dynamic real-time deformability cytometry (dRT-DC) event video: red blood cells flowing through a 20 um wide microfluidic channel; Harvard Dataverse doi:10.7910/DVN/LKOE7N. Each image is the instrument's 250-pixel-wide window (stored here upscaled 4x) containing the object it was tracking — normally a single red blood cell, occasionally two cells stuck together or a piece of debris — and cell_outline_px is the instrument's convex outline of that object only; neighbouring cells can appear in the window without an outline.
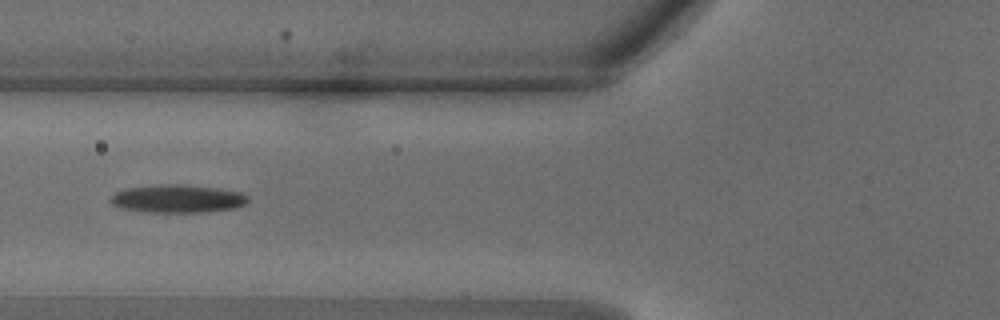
{"species": "common noctule bat (a hibernating species)", "species_latin": "Nyctalus noctula", "temperature_condition": "warm", "stored_images_in_passage": 33, "camera_frame_rate_fps": 3000, "um_per_image_px": 0.085, "animal": {"sex": "male", "body_mass_g": 18.8}, "frame": {"image": 1, "passage_image": 14, "time_ms": 4.333, "image_size_px": [1000, 320], "cell_outline_px": [[248, 200], [244, 204], [236, 208], [204, 212], [140, 212], [120, 208], [112, 204], [108, 200], [116, 192], [124, 188], [156, 184], [184, 184], [216, 188], [240, 192], [248, 196]], "centroid_in_image_um": [15.04, 16.89], "position_along_channel_um": 110.8, "area_um2": 22.72}}
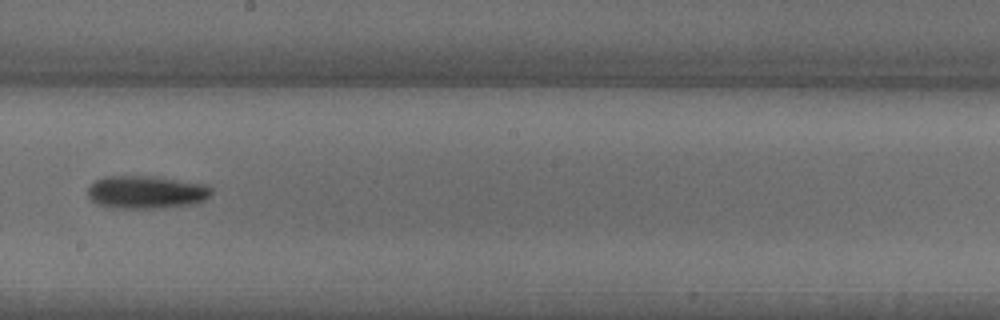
{"frame": {"image": 2, "passage_image": 20, "time_ms": 6.333, "image_size_px": [1000, 320], "cell_outline_px": [[212, 192], [204, 200], [192, 204], [160, 208], [116, 208], [96, 204], [88, 196], [88, 188], [96, 180], [108, 176], [144, 176], [208, 184], [212, 188]], "centroid_in_image_um": [12.43, 16.34], "position_along_channel_um": 235.8, "area_um2": 23.47}}
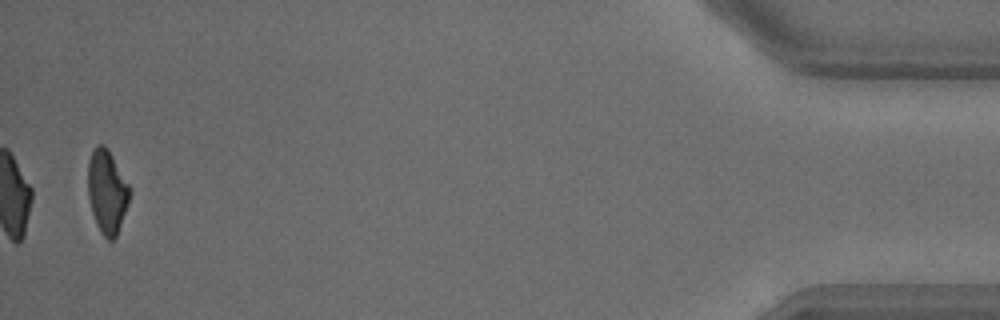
{"frame": {"image": 3, "passage_image": 33, "time_ms": 10.667, "image_size_px": [1000, 320], "cell_outline_px": [[132, 192], [128, 204], [116, 236], [112, 240], [108, 240], [100, 232], [92, 212], [88, 196], [88, 160], [92, 152], [100, 144], [104, 144], [108, 148], [128, 184]], "centroid_in_image_um": [9.1, 16.29], "position_along_channel_um": 426.1, "area_um2": 20.11}}